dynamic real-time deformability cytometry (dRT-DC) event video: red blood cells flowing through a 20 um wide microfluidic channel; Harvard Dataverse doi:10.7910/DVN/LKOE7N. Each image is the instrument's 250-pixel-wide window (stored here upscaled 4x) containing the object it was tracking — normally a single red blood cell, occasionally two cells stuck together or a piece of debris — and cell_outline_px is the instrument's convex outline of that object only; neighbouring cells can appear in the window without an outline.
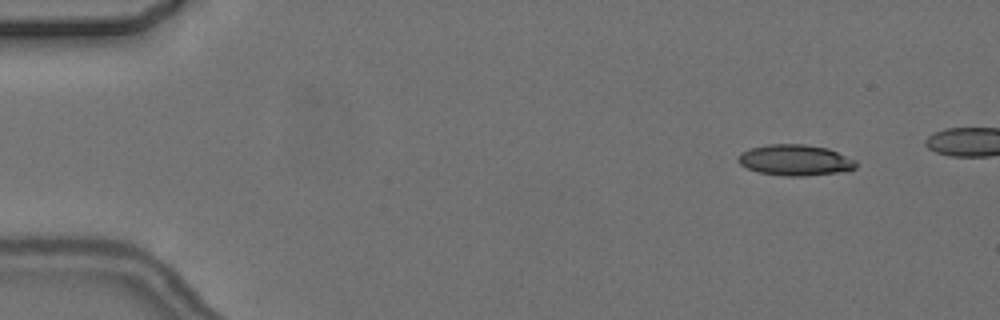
{"species": "common noctule bat (a hibernating species)", "species_latin": "Nyctalus noctula", "temperature_condition": "cold", "stored_images_in_passage": 9, "camera_frame_rate_fps": 3000, "um_per_image_px": 0.085, "animal": {"sex": "female", "body_mass_g": 24.6, "forearm_length_mm": 56.2}, "frame": {"image": 1, "passage_image": 2, "time_ms": 1.333, "image_size_px": [1000, 320], "cell_outline_px": [[856, 168], [848, 172], [804, 176], [784, 176], [760, 172], [748, 168], [740, 164], [736, 160], [740, 152], [752, 148], [768, 144], [804, 144], [828, 148], [856, 160]], "centroid_in_image_um": [67.62, 13.62], "position_along_channel_um": 17.4, "area_um2": 21.44}}
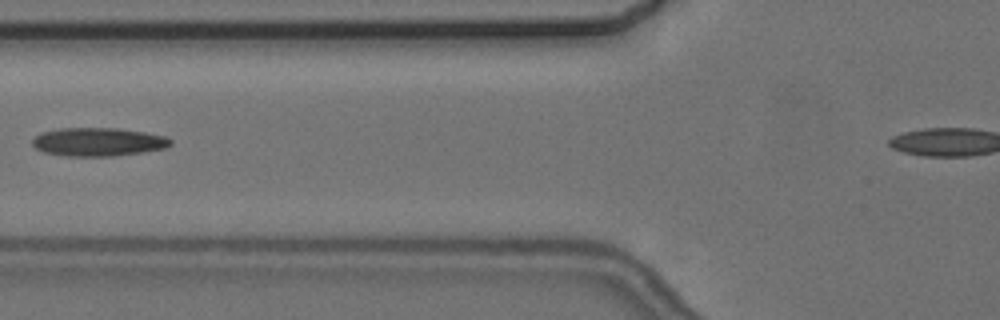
{"frame": {"image": 2, "passage_image": 6, "time_ms": 7.0, "image_size_px": [1000, 320], "cell_outline_px": [[172, 144], [164, 148], [140, 152], [112, 156], [68, 156], [44, 152], [36, 148], [32, 144], [32, 140], [40, 132], [60, 128], [116, 128], [144, 132], [164, 136], [172, 140]], "centroid_in_image_um": [8.31, 12.05], "position_along_channel_um": 117.5, "area_um2": 22.72}}
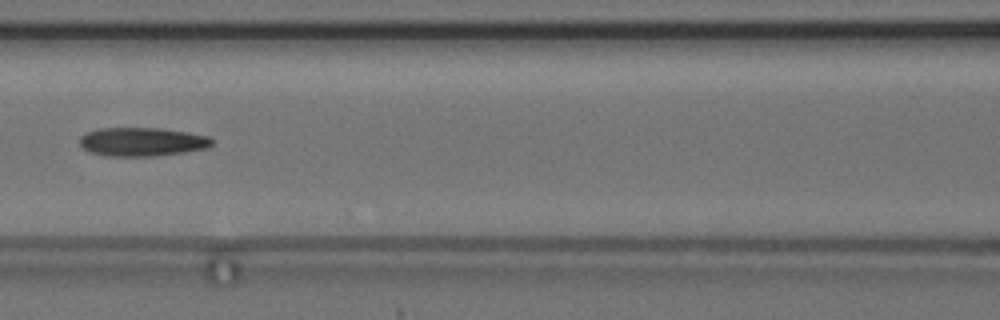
{"frame": {"image": 3, "passage_image": 7, "time_ms": 8.0, "image_size_px": [1000, 320], "cell_outline_px": [[212, 144], [208, 148], [184, 152], [156, 156], [104, 156], [88, 152], [80, 144], [80, 136], [88, 132], [100, 128], [160, 128], [188, 132], [208, 136], [212, 140]], "centroid_in_image_um": [12.07, 12.06], "position_along_channel_um": 154.5, "area_um2": 22.2}}